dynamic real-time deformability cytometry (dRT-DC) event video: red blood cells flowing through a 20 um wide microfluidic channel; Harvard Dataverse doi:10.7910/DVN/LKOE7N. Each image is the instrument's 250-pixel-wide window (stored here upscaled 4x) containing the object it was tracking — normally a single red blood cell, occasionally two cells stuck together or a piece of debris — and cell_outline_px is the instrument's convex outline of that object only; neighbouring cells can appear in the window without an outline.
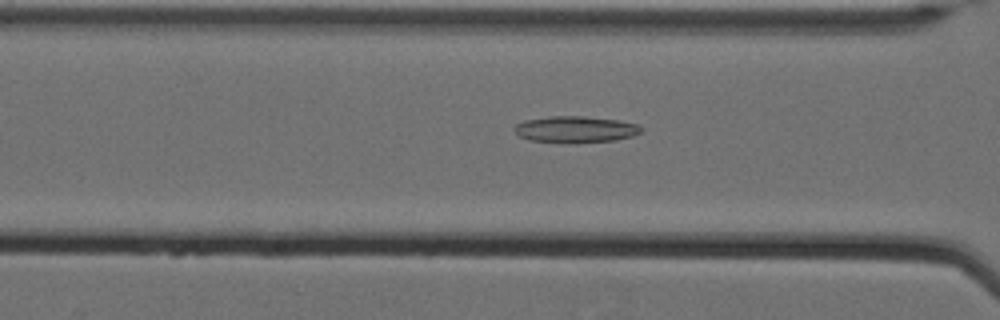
{"species": "Egyptian fruit bat (a non-hibernating species)", "species_latin": "Rousettus aegyptiacus", "temperature_condition": "cold", "stored_images_in_passage": 61, "camera_frame_rate_fps": 3000, "um_per_image_px": 0.085, "animal": {"sex": "female"}, "frame": {"image": 1, "passage_image": 29, "time_ms": 9.333, "image_size_px": [1000, 320], "cell_outline_px": [[644, 128], [640, 132], [632, 136], [616, 140], [528, 140], [520, 136], [512, 128], [516, 124], [524, 120], [548, 116], [584, 116], [620, 120], [636, 124]], "centroid_in_image_um": [48.92, 10.94], "position_along_channel_um": 117.7, "area_um2": 18.67}}
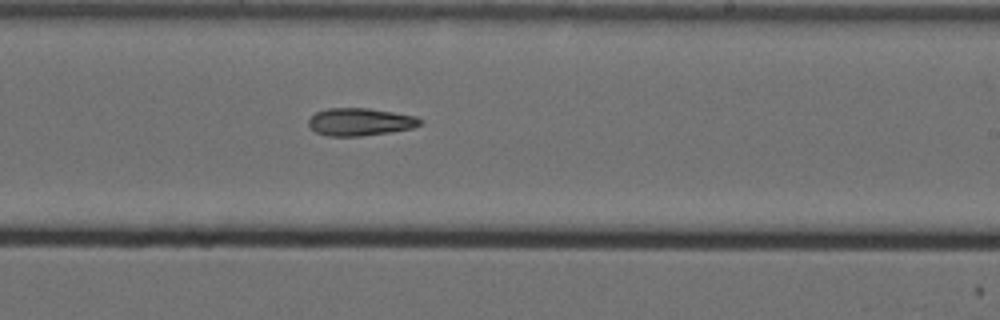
{"frame": {"image": 2, "passage_image": 41, "time_ms": 13.333, "image_size_px": [1000, 320], "cell_outline_px": [[424, 120], [420, 124], [412, 128], [392, 132], [360, 136], [328, 136], [316, 132], [308, 124], [308, 120], [316, 112], [328, 108], [368, 108], [416, 116]], "centroid_in_image_um": [30.62, 10.36], "position_along_channel_um": 258.4, "area_um2": 17.92}}
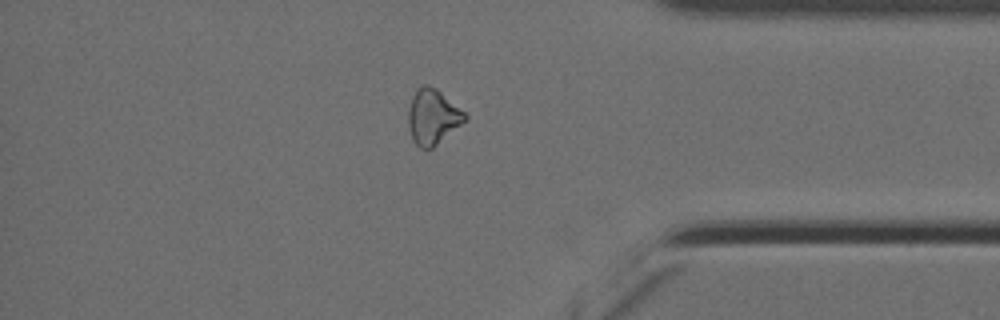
{"frame": {"image": 3, "passage_image": 54, "time_ms": 17.667, "image_size_px": [1000, 320], "cell_outline_px": [[468, 116], [460, 124], [432, 148], [420, 148], [412, 140], [408, 124], [408, 108], [412, 96], [416, 88], [424, 84], [428, 84], [436, 88], [464, 112]], "centroid_in_image_um": [36.73, 9.9], "position_along_channel_um": 398.5, "area_um2": 17.92}}